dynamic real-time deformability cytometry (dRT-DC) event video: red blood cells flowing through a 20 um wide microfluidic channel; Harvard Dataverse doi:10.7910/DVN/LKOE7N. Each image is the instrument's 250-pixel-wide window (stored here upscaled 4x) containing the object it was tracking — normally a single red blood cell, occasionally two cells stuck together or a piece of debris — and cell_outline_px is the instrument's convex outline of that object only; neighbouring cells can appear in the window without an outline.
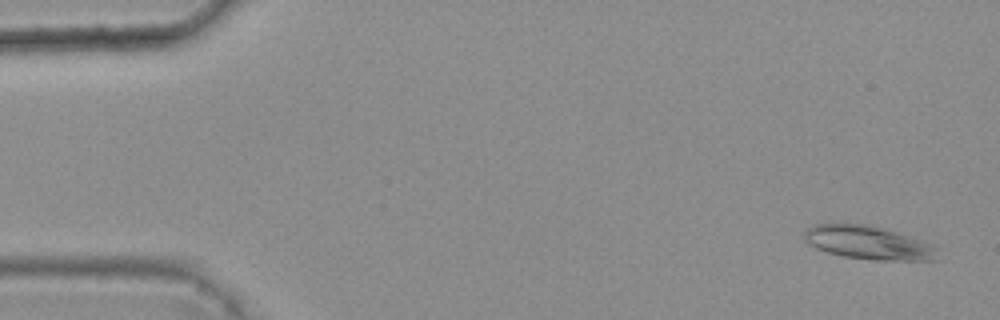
{"species": "common noctule bat (a hibernating species)", "species_latin": "Nyctalus noctula", "temperature_condition": "warm", "stored_images_in_passage": 8, "camera_frame_rate_fps": 3000, "um_per_image_px": 0.085, "animal": {"sex": "female", "body_mass_g": 25.1}, "frame": {"image": 1, "passage_image": 1, "time_ms": 0.0, "image_size_px": [1000, 320], "cell_outline_px": [[940, 260], [872, 260], [844, 256], [828, 252], [816, 248], [808, 244], [804, 240], [804, 232], [808, 228], [816, 224], [864, 224], [884, 228], [896, 232], [928, 244], [936, 248]], "centroid_in_image_um": [73.78, 20.64], "position_along_channel_um": 11.2, "area_um2": 25.61}}
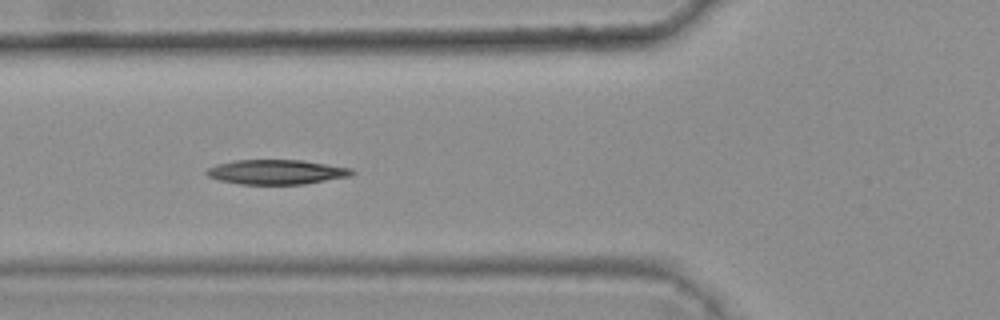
{"frame": {"image": 2, "passage_image": 6, "time_ms": 1.667, "image_size_px": [1000, 320], "cell_outline_px": [[356, 172], [352, 176], [304, 184], [240, 184], [220, 180], [208, 176], [204, 172], [208, 168], [216, 164], [236, 160], [300, 160], [352, 168]], "centroid_in_image_um": [23.52, 14.62], "position_along_channel_um": 102.3, "area_um2": 20.87}}
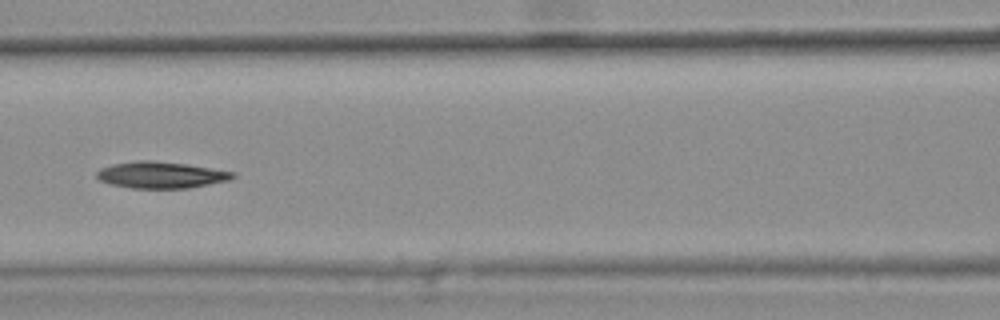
{"frame": {"image": 3, "passage_image": 7, "time_ms": 2.0, "image_size_px": [1000, 320], "cell_outline_px": [[236, 176], [228, 180], [188, 188], [132, 188], [112, 184], [100, 180], [96, 176], [96, 172], [100, 168], [112, 164], [136, 160], [152, 160], [188, 164], [236, 172]], "centroid_in_image_um": [13.68, 14.85], "position_along_channel_um": 152.9, "area_um2": 21.04}}